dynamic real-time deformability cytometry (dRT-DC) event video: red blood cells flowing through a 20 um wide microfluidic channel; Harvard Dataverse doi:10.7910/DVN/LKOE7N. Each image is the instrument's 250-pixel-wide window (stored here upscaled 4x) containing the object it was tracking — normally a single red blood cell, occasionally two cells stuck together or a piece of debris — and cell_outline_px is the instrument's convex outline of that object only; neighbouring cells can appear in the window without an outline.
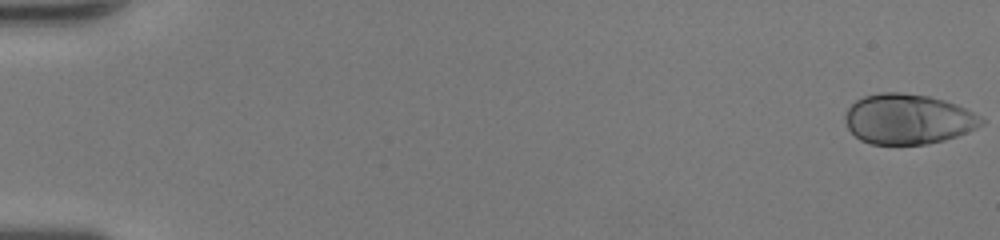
{"species": "human", "species_latin": "Homo sapiens", "temperature_condition": "room temperature", "stored_images_in_passage": 51, "camera_frame_rate_fps": 3000, "um_per_image_px": 0.085, "donor": {"sex": "female"}, "frame": {"image": 1, "passage_image": 1, "time_ms": 0.0, "image_size_px": [1000, 240], "cell_outline_px": [[984, 124], [976, 128], [956, 136], [944, 140], [928, 144], [872, 144], [860, 140], [848, 128], [844, 120], [844, 116], [848, 108], [856, 100], [864, 96], [880, 92], [900, 92], [928, 96], [944, 100], [956, 104], [980, 116], [984, 120]], "centroid_in_image_um": [77.16, 10.12], "position_along_channel_um": 7.8, "area_um2": 39.77}}
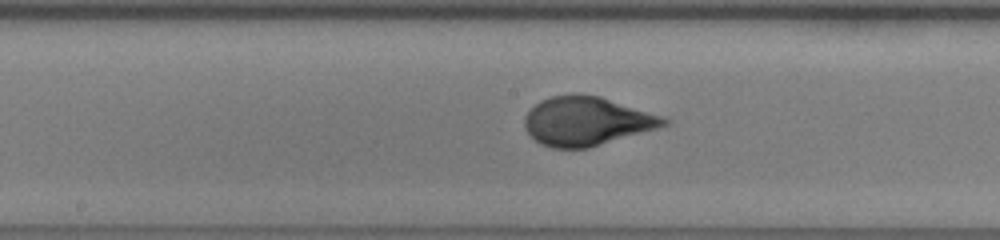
{"frame": {"image": 2, "passage_image": 28, "time_ms": 9.0, "image_size_px": [1000, 240], "cell_outline_px": [[672, 120], [668, 124], [656, 128], [588, 148], [552, 148], [540, 144], [524, 128], [524, 116], [540, 100], [552, 96], [572, 92], [576, 92], [600, 96], [664, 116]], "centroid_in_image_um": [49.85, 10.27], "position_along_channel_um": 198.3, "area_um2": 39.77}}
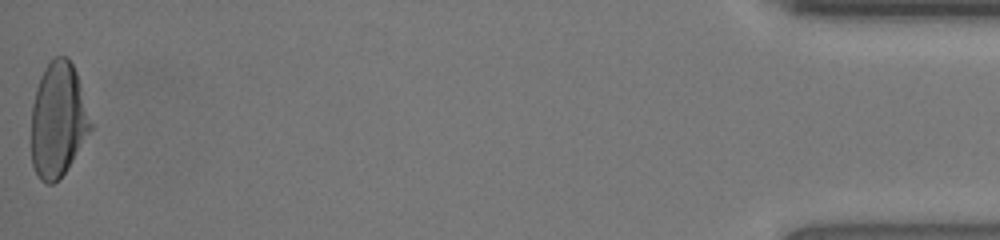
{"frame": {"image": 3, "passage_image": 51, "time_ms": 16.667, "image_size_px": [1000, 240], "cell_outline_px": [[92, 128], [68, 168], [52, 184], [48, 184], [40, 180], [32, 164], [32, 104], [36, 88], [40, 76], [44, 68], [56, 56], [68, 56], [76, 72], [80, 84], [92, 124]], "centroid_in_image_um": [4.93, 10.18], "position_along_channel_um": 430.3, "area_um2": 39.36}, "authors_computed_cell_mechanics": {"area_um2": 39.0728, "velocity_mm_per_s": 4.204, "shape_relaxation_time_tau1_ms": 4.0635, "shape_relaxation_time_tau2_ms": null, "deformation_change_tau1": 0.2389, "deformation_change_tau2": null}}